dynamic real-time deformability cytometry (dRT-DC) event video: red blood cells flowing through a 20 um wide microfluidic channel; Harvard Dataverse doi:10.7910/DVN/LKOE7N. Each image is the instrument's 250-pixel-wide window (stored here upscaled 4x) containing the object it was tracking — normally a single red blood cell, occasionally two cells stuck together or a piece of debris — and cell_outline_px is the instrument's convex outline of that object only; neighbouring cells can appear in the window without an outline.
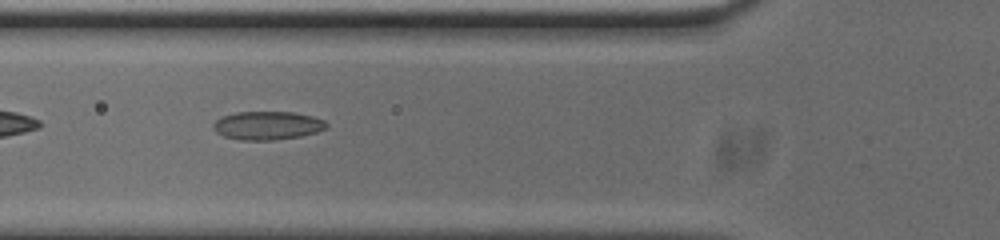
{"species": "common noctule bat (a hibernating species)", "species_latin": "Nyctalus noctula", "temperature_condition": "cold", "stored_images_in_passage": 38, "camera_frame_rate_fps": 3000, "um_per_image_px": 0.085, "animal": {"sex": "male", "body_mass_g": 20.0, "forearm_length_mm": 53.3}, "frame": {"image": 1, "passage_image": 3, "time_ms": 0.667, "image_size_px": [1000, 240], "cell_outline_px": [[328, 124], [324, 128], [316, 132], [300, 136], [272, 140], [240, 140], [224, 136], [216, 132], [212, 128], [212, 124], [216, 120], [224, 116], [236, 112], [292, 112], [312, 116], [324, 120]], "centroid_in_image_um": [22.7, 10.67], "position_along_channel_um": 103.1, "area_um2": 18.61}}
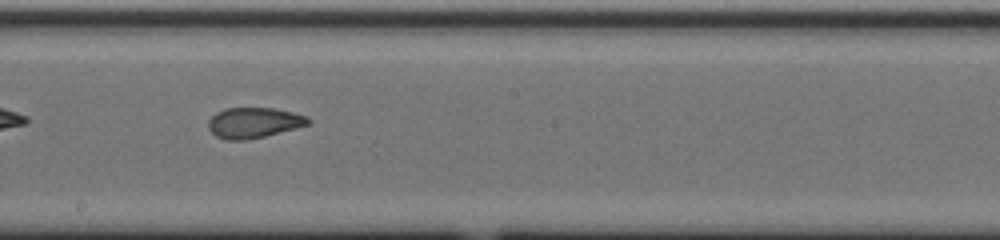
{"frame": {"image": 2, "passage_image": 13, "time_ms": 4.0, "image_size_px": [1000, 240], "cell_outline_px": [[312, 120], [308, 124], [296, 128], [264, 136], [244, 140], [224, 140], [216, 136], [208, 128], [208, 120], [216, 112], [224, 108], [272, 108], [292, 112], [308, 116]], "centroid_in_image_um": [21.55, 10.43], "position_along_channel_um": 226.6, "area_um2": 17.74}}
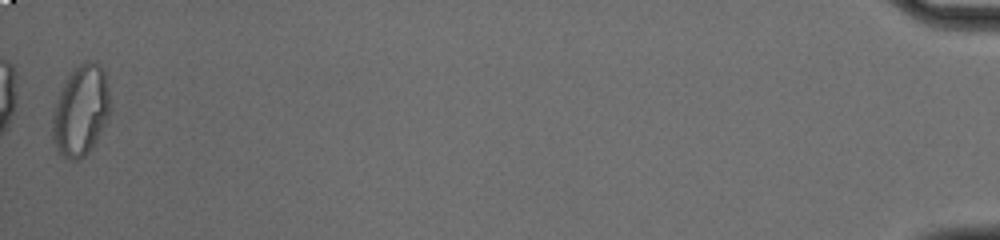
{"frame": {"image": 3, "passage_image": 38, "time_ms": 12.333, "image_size_px": [1000, 240], "cell_outline_px": [[108, 116], [92, 148], [80, 160], [68, 160], [56, 152], [52, 140], [52, 112], [68, 72], [80, 64], [88, 60], [92, 60], [104, 68], [108, 88]], "centroid_in_image_um": [6.82, 9.42], "position_along_channel_um": 428.4, "area_um2": 30.58}}